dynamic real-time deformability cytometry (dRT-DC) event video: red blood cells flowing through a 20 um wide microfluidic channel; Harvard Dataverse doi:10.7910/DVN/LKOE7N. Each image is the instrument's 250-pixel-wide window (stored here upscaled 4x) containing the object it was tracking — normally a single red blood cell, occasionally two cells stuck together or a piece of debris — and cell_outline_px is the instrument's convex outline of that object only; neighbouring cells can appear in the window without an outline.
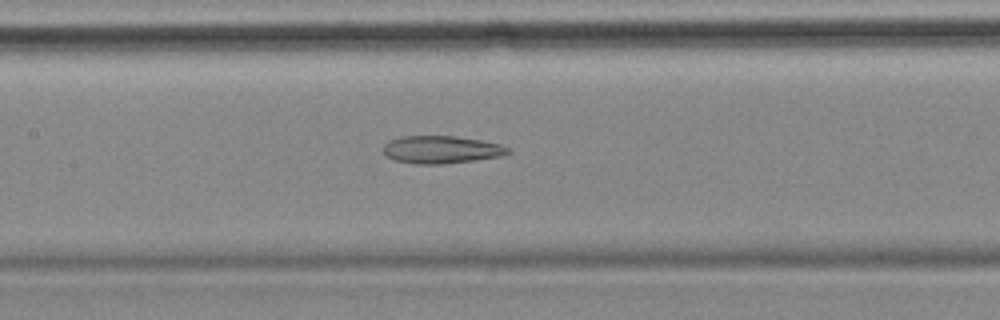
{"species": "common noctule bat (a hibernating species)", "species_latin": "Nyctalus noctula", "temperature_condition": "cold", "stored_images_in_passage": 34, "camera_frame_rate_fps": 3000, "um_per_image_px": 0.085, "animal": {"sex": "female", "body_mass_g": 18.4}, "frame": {"image": 1, "passage_image": 15, "time_ms": 4.667, "image_size_px": [1000, 320], "cell_outline_px": [[512, 152], [504, 156], [476, 160], [444, 164], [412, 164], [396, 160], [388, 156], [384, 152], [384, 144], [388, 140], [400, 136], [456, 136], [480, 140], [500, 144], [508, 148]], "centroid_in_image_um": [37.53, 12.72], "position_along_channel_um": 169.9, "area_um2": 20.23}}